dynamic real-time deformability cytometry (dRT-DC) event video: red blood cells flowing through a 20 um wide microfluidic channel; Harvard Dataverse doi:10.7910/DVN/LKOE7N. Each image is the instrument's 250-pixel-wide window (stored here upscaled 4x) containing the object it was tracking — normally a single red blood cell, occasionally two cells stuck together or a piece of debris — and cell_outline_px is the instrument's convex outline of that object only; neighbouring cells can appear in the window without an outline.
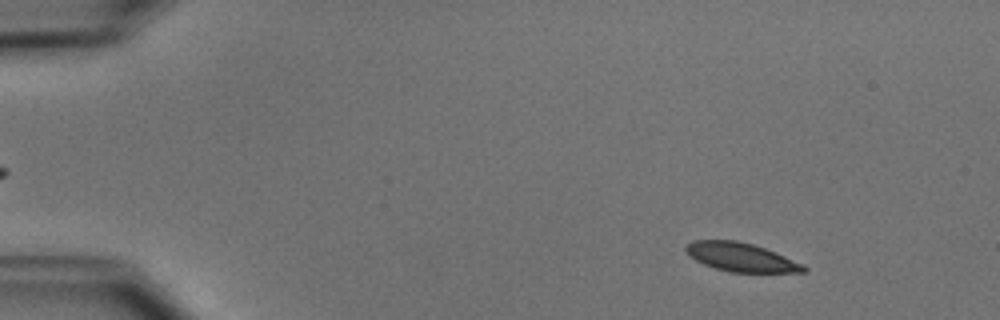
{"species": "common noctule bat (a hibernating species)", "species_latin": "Nyctalus noctula", "temperature_condition": "cold", "stored_images_in_passage": 16, "camera_frame_rate_fps": 3000, "um_per_image_px": 0.085, "animal": {"sex": "male", "body_mass_g": 15.6}, "frame": {"image": 1, "passage_image": 4, "time_ms": 1.0, "image_size_px": [1000, 320], "cell_outline_px": [[808, 272], [732, 272], [716, 268], [704, 264], [688, 256], [684, 248], [692, 240], [736, 240], [752, 244], [776, 252], [804, 264], [808, 268]], "centroid_in_image_um": [63.0, 21.86], "position_along_channel_um": 22.0, "area_um2": 19.71}}
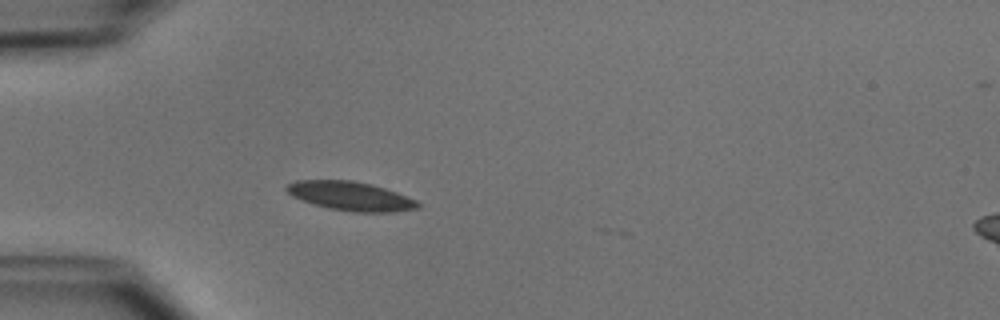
{"frame": {"image": 2, "passage_image": 13, "time_ms": 4.0, "image_size_px": [1000, 320], "cell_outline_px": [[420, 208], [396, 212], [352, 212], [328, 208], [292, 196], [284, 188], [288, 184], [296, 180], [352, 180], [372, 184], [396, 192], [416, 200], [420, 204]], "centroid_in_image_um": [29.83, 16.67], "position_along_channel_um": 55.2, "area_um2": 22.08}}